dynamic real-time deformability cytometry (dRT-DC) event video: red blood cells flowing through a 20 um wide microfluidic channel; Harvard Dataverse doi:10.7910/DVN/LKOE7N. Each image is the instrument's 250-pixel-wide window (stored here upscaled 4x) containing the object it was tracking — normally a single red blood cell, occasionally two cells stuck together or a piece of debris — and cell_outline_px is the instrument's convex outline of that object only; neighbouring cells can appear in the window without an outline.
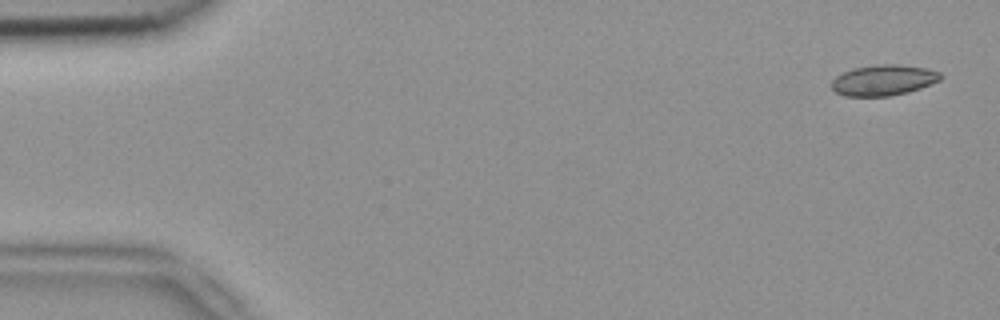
{"species": "common noctule bat (a hibernating species)", "species_latin": "Nyctalus noctula", "temperature_condition": "room temperature", "stored_images_in_passage": 3, "camera_frame_rate_fps": 3000, "um_per_image_px": 0.085, "animal": {"sex": "female", "body_mass_g": 18.4}, "frame": {"image": 1, "passage_image": 1, "time_ms": 0.0, "image_size_px": [1000, 320], "cell_outline_px": [[944, 76], [940, 80], [920, 88], [908, 92], [888, 96], [844, 96], [836, 92], [832, 88], [832, 80], [836, 76], [852, 68], [876, 64], [896, 64], [924, 68], [940, 72]], "centroid_in_image_um": [75.09, 6.81], "position_along_channel_um": 9.9, "area_um2": 19.48}}